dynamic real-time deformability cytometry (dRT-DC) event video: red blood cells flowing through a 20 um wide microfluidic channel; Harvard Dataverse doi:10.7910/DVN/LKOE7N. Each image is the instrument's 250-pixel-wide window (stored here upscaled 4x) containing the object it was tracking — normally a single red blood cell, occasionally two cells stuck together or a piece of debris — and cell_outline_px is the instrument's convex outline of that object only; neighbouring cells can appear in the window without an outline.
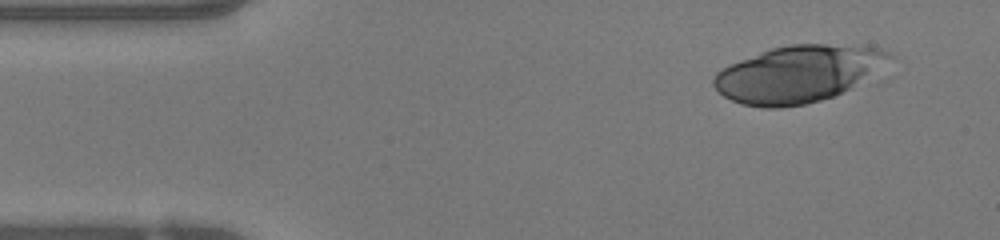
{"species": "human", "species_latin": "Homo sapiens", "temperature_condition": "warm", "stored_images_in_passage": 45, "camera_frame_rate_fps": 3000, "um_per_image_px": 0.085, "donor": {"sex": "female"}, "frame": {"image": 1, "passage_image": 1, "time_ms": 0.0, "image_size_px": [1000, 240], "cell_outline_px": [[892, 56], [848, 88], [832, 96], [820, 100], [804, 104], [780, 108], [760, 108], [740, 104], [724, 96], [712, 84], [712, 80], [716, 72], [740, 60], [772, 48], [792, 44], [824, 44], [880, 48], [888, 52]], "centroid_in_image_um": [67.7, 6.3], "position_along_channel_um": 17.3, "area_um2": 56.47}}
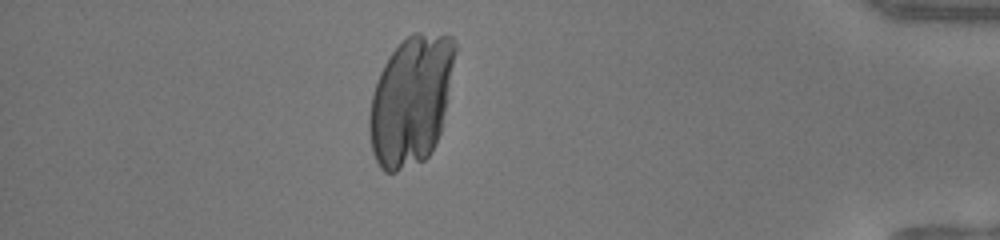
{"frame": {"image": 2, "passage_image": 39, "time_ms": 12.667, "image_size_px": [1000, 240], "cell_outline_px": [[456, 48], [440, 132], [436, 144], [428, 156], [424, 160], [396, 172], [384, 172], [380, 168], [372, 152], [368, 132], [368, 116], [372, 96], [380, 72], [384, 64], [392, 52], [412, 32], [420, 32], [452, 36], [456, 40]], "centroid_in_image_um": [34.91, 8.55], "position_along_channel_um": 400.3, "area_um2": 64.27}}